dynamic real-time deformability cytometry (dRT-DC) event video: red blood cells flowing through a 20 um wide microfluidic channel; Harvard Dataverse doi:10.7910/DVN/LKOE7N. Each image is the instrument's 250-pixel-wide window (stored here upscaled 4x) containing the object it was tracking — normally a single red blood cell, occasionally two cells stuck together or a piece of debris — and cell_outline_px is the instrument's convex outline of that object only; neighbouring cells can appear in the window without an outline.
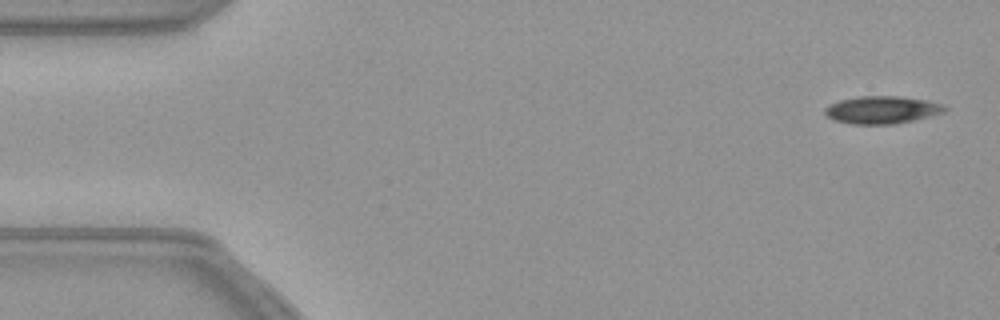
{"species": "common noctule bat (a hibernating species)", "species_latin": "Nyctalus noctula", "temperature_condition": "warm", "stored_images_in_passage": 53, "camera_frame_rate_fps": 3000, "um_per_image_px": 0.085, "animal": {"sex": "female", "body_mass_g": 21.9}, "frame": {"image": 1, "passage_image": 1, "time_ms": 0.0, "image_size_px": [1000, 320], "cell_outline_px": [[948, 108], [944, 112], [896, 124], [852, 124], [832, 120], [824, 116], [824, 108], [828, 104], [840, 100], [856, 96], [900, 96], [928, 100], [944, 104]], "centroid_in_image_um": [74.92, 9.33], "position_along_channel_um": 10.1, "area_um2": 19.54}}
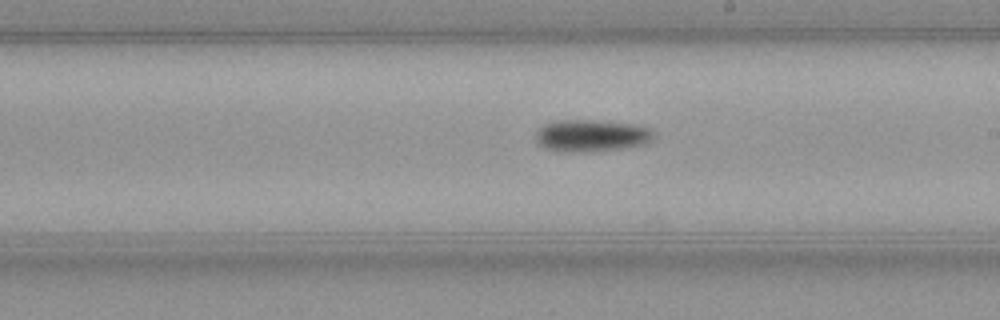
{"frame": {"image": 2, "passage_image": 29, "time_ms": 9.333, "image_size_px": [1000, 320], "cell_outline_px": [[656, 136], [648, 144], [592, 152], [560, 152], [544, 148], [536, 140], [536, 132], [544, 124], [552, 120], [592, 120], [636, 124], [652, 128], [656, 132]], "centroid_in_image_um": [50.32, 11.53], "position_along_channel_um": 238.7, "area_um2": 22.54}}
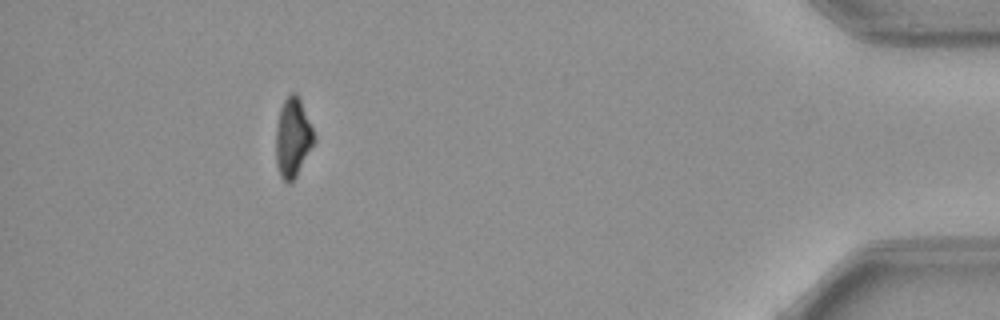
{"frame": {"image": 3, "passage_image": 48, "time_ms": 15.667, "image_size_px": [1000, 320], "cell_outline_px": [[316, 140], [296, 176], [288, 184], [280, 176], [276, 164], [276, 128], [280, 108], [284, 100], [292, 92], [296, 92], [300, 100], [316, 136]], "centroid_in_image_um": [24.89, 11.7], "position_along_channel_um": 410.3, "area_um2": 17.51}}